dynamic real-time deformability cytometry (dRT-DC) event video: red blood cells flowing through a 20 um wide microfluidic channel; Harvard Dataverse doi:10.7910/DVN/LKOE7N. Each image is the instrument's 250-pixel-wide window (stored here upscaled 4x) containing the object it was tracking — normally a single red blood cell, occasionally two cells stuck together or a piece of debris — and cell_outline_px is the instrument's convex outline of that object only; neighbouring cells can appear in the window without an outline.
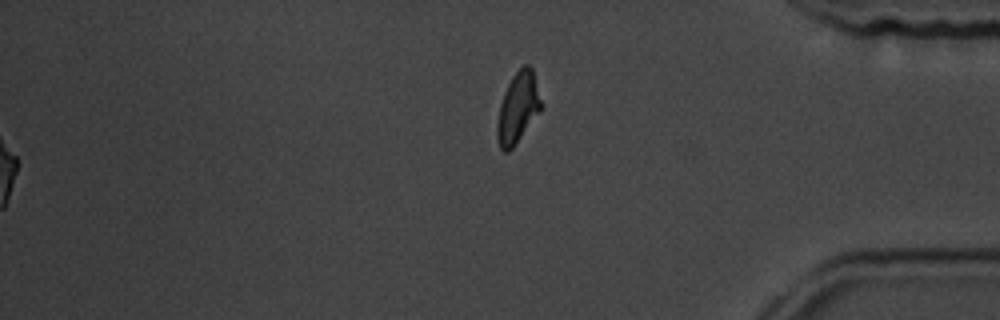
{"species": "common noctule bat (a hibernating species)", "species_latin": "Nyctalus noctula", "temperature_condition": "room temperature", "stored_images_in_passage": 56, "segment_of_instrument_passage": [2, 2], "camera_frame_rate_fps": 3000, "um_per_image_px": 0.085, "animal": {"sex": "male", "body_mass_g": 19.5, "forearm_length_mm": 54.6}, "frame": {"image": 1, "passage_image": 56, "time_ms": 18.333, "image_size_px": [1000, 320], "cell_outline_px": [[540, 108], [512, 148], [508, 152], [504, 152], [500, 148], [496, 136], [496, 124], [500, 104], [504, 92], [512, 76], [524, 64], [528, 64], [532, 68], [540, 100]], "centroid_in_image_um": [43.96, 9.15], "position_along_channel_um": 391.2, "area_um2": 17.4}}